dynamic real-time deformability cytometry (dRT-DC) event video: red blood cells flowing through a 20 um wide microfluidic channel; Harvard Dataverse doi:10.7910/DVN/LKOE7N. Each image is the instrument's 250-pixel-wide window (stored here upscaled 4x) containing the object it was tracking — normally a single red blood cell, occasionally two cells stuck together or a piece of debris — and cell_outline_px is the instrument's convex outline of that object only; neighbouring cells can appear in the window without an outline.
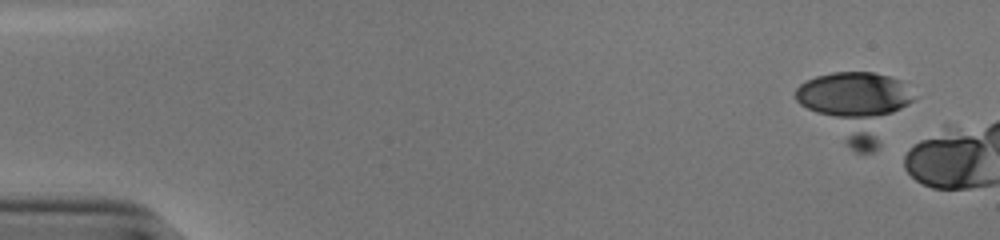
{"species": "human", "species_latin": "Homo sapiens", "temperature_condition": "cold", "stored_images_in_passage": 9, "camera_frame_rate_fps": 3000, "um_per_image_px": 0.085, "donor": {"sex": "male"}, "frame": {"image": 1, "passage_image": 3, "time_ms": 0.667, "image_size_px": [1000, 240], "cell_outline_px": [[912, 100], [880, 144], [872, 152], [856, 152], [844, 144], [800, 104], [796, 100], [796, 88], [800, 84], [816, 76], [832, 72], [872, 72], [888, 76], [900, 80]], "centroid_in_image_um": [72.69, 9.0], "position_along_channel_um": 12.3, "area_um2": 45.32}}